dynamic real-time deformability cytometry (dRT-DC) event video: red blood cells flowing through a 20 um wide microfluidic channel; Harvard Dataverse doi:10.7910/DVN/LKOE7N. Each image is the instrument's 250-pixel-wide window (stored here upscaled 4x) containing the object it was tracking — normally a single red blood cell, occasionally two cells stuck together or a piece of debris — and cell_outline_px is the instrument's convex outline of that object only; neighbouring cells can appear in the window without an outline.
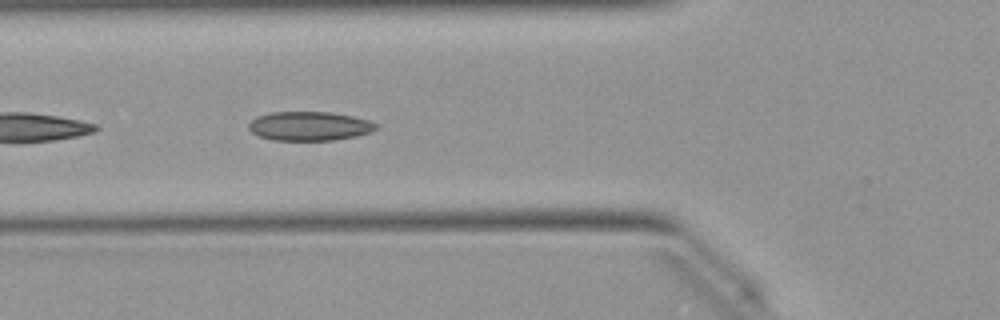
{"species": "Egyptian fruit bat (a non-hibernating species)", "species_latin": "Rousettus aegyptiacus", "temperature_condition": "warm", "stored_images_in_passage": 21, "camera_frame_rate_fps": 3000, "um_per_image_px": 0.085, "animal": {"sex": "female"}, "frame": {"image": 1, "passage_image": 12, "time_ms": 3.667, "image_size_px": [1000, 320], "cell_outline_px": [[376, 128], [372, 132], [356, 136], [332, 140], [272, 140], [260, 136], [252, 132], [248, 128], [248, 124], [256, 116], [272, 112], [328, 112], [352, 116], [368, 120], [376, 124]], "centroid_in_image_um": [26.28, 10.72], "position_along_channel_um": 99.5, "area_um2": 21.44}}
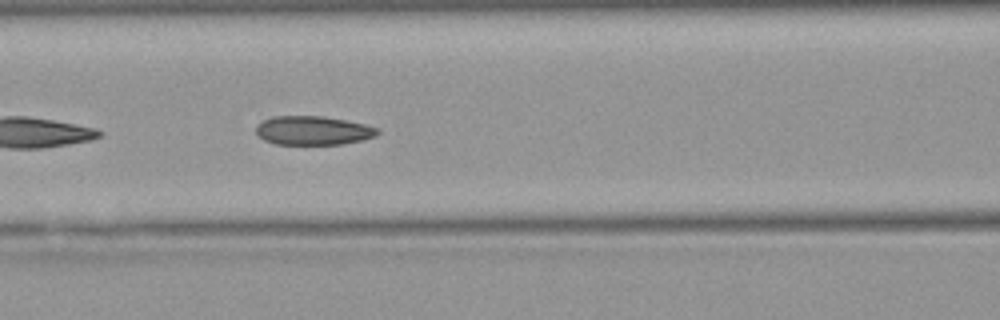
{"frame": {"image": 2, "passage_image": 15, "time_ms": 4.667, "image_size_px": [1000, 320], "cell_outline_px": [[380, 132], [376, 136], [360, 140], [340, 144], [276, 144], [264, 140], [256, 136], [256, 124], [272, 116], [324, 116], [364, 124], [380, 128]], "centroid_in_image_um": [26.58, 11.09], "position_along_channel_um": 140.0, "area_um2": 20.52}}
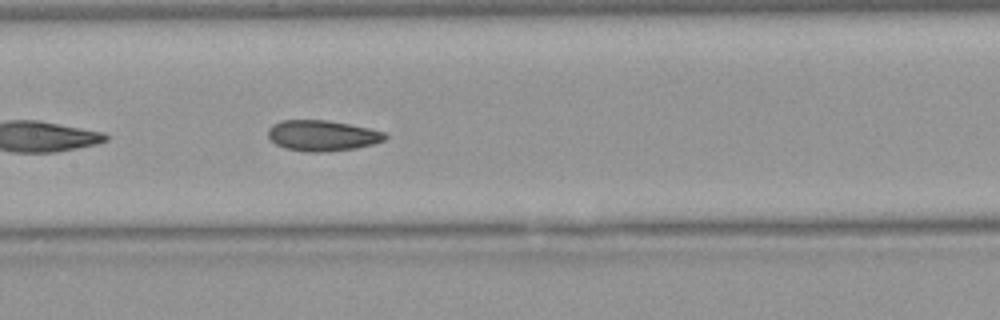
{"frame": {"image": 3, "passage_image": 18, "time_ms": 5.667, "image_size_px": [1000, 320], "cell_outline_px": [[388, 136], [384, 140], [372, 144], [356, 148], [324, 152], [304, 152], [284, 148], [276, 144], [268, 136], [268, 128], [272, 124], [280, 120], [328, 120], [368, 128], [384, 132]], "centroid_in_image_um": [27.36, 11.52], "position_along_channel_um": 180.0, "area_um2": 20.98}}